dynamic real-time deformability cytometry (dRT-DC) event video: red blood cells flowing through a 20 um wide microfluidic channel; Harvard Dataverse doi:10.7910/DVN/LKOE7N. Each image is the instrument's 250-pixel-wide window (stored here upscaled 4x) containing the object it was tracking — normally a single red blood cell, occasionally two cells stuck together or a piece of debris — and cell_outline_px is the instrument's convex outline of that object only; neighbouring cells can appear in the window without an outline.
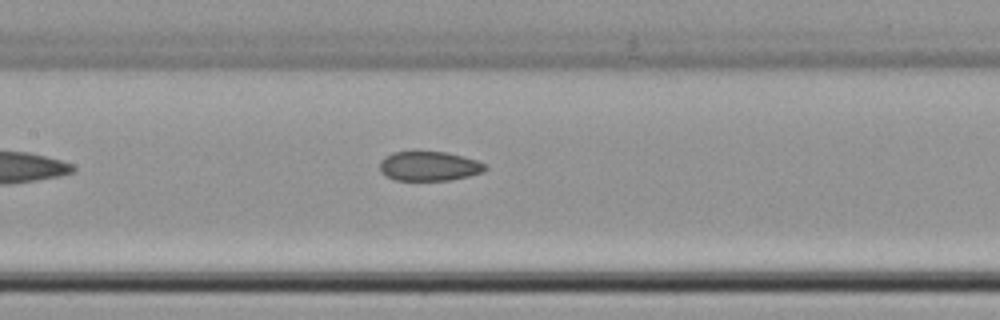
{"species": "common noctule bat (a hibernating species)", "species_latin": "Nyctalus noctula", "temperature_condition": "cold", "stored_images_in_passage": 7, "camera_frame_rate_fps": 3000, "um_per_image_px": 0.085, "animal": {"sex": "female", "body_mass_g": 22.7, "forearm_length_mm": 54.2}, "frame": {"image": 1, "passage_image": 7, "time_ms": 8.0, "image_size_px": [1000, 320], "cell_outline_px": [[488, 168], [484, 172], [452, 180], [396, 180], [384, 176], [380, 172], [380, 160], [384, 156], [392, 152], [444, 152], [464, 156], [488, 164]], "centroid_in_image_um": [36.48, 14.13], "position_along_channel_um": 170.9, "area_um2": 18.32}}